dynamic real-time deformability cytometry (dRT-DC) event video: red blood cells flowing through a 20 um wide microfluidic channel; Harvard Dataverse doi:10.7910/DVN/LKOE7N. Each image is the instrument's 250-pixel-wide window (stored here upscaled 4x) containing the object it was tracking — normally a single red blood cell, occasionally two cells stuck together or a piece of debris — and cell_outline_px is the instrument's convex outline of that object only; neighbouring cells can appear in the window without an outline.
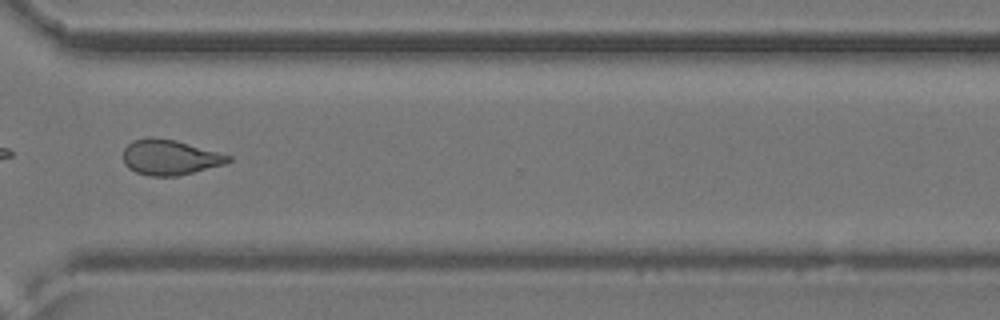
{"species": "common noctule bat (a hibernating species)", "species_latin": "Nyctalus noctula", "temperature_condition": "cold", "stored_images_in_passage": 48, "camera_frame_rate_fps": 3000, "um_per_image_px": 0.085, "animal": {"sex": "female", "body_mass_g": 24.6, "forearm_length_mm": 56.2}, "frame": {"image": 1, "passage_image": 35, "time_ms": 11.333, "image_size_px": [1000, 320], "cell_outline_px": [[232, 160], [224, 164], [176, 176], [148, 176], [136, 172], [128, 168], [124, 164], [124, 148], [132, 140], [152, 136], [176, 140], [232, 156]], "centroid_in_image_um": [14.41, 13.36], "position_along_channel_um": 356.2, "area_um2": 21.56}}